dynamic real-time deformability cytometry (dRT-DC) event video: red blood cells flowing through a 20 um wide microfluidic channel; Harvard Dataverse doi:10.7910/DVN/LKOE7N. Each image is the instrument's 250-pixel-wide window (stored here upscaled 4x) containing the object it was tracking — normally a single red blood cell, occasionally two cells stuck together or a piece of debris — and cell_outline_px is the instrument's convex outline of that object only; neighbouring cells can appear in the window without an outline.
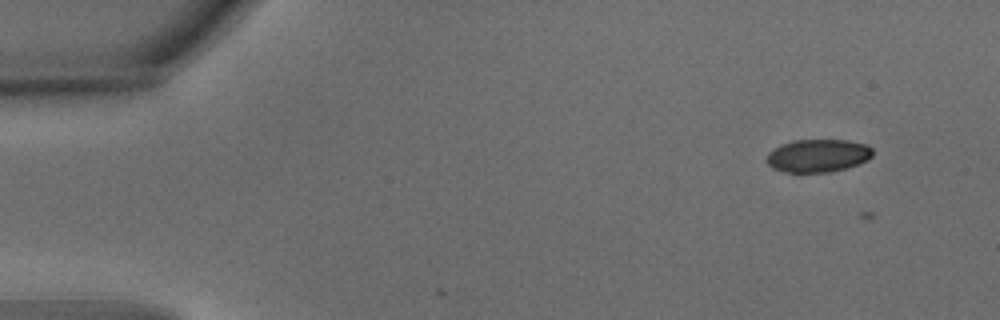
{"species": "common noctule bat (a hibernating species)", "species_latin": "Nyctalus noctula", "temperature_condition": "warm", "stored_images_in_passage": 6, "camera_frame_rate_fps": 3000, "um_per_image_px": 0.085, "animal": {"sex": "male", "body_mass_g": 15.6}, "frame": {"image": 1, "passage_image": 3, "time_ms": 0.667, "image_size_px": [1000, 320], "cell_outline_px": [[872, 156], [868, 160], [844, 168], [828, 172], [784, 172], [772, 168], [764, 160], [768, 152], [780, 144], [792, 140], [848, 140], [868, 144], [872, 148]], "centroid_in_image_um": [69.48, 13.22], "position_along_channel_um": 15.5, "area_um2": 20.52}}